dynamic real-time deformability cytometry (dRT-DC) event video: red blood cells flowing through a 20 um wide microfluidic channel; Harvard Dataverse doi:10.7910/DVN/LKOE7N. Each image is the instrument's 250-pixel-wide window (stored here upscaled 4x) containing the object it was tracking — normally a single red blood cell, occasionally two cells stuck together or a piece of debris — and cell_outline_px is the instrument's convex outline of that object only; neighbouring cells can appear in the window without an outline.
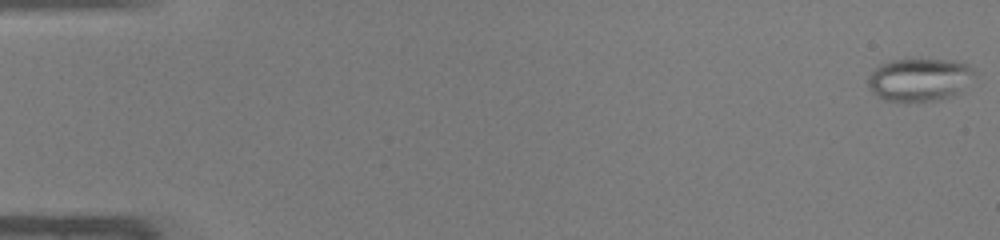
{"species": "common noctule bat (a hibernating species)", "species_latin": "Nyctalus noctula", "temperature_condition": "warm", "stored_images_in_passage": 48, "segment_of_instrument_passage": [1, 2], "camera_frame_rate_fps": 3000, "um_per_image_px": 0.085, "animal": {"sex": "male", "body_mass_g": 19.0, "forearm_length_mm": 50.8}, "frame": {"image": 1, "passage_image": 1, "time_ms": 0.0, "image_size_px": [1000, 240], "cell_outline_px": [[972, 72], [956, 92], [952, 96], [936, 100], [904, 104], [884, 100], [876, 96], [872, 92], [868, 84], [868, 80], [872, 72], [880, 64], [892, 60], [912, 56], [952, 60], [968, 64], [972, 68]], "centroid_in_image_um": [78.03, 6.75], "position_along_channel_um": 7.0, "area_um2": 27.05}}
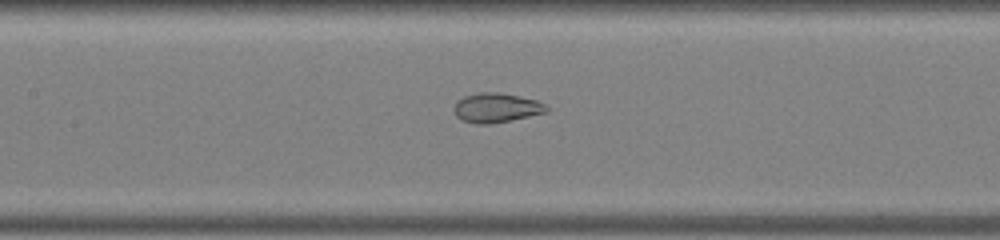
{"frame": {"image": 2, "passage_image": 23, "time_ms": 7.333, "image_size_px": [1000, 240], "cell_outline_px": [[548, 112], [492, 124], [476, 124], [464, 120], [456, 116], [452, 108], [456, 100], [464, 96], [480, 92], [496, 92], [536, 100], [544, 104], [548, 108]], "centroid_in_image_um": [42.14, 9.16], "position_along_channel_um": 165.3, "area_um2": 15.84}}
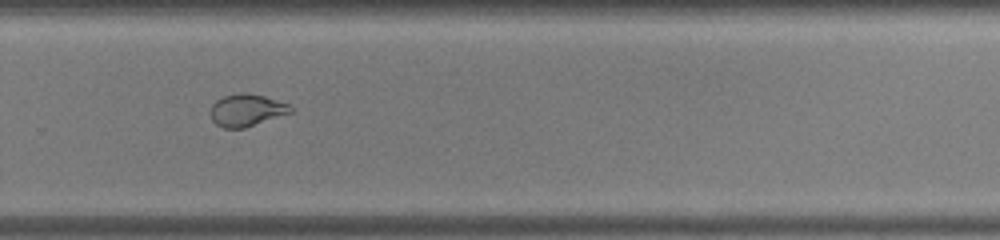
{"frame": {"image": 3, "passage_image": 33, "time_ms": 10.667, "image_size_px": [1000, 240], "cell_outline_px": [[292, 112], [244, 128], [224, 128], [216, 124], [212, 120], [212, 104], [216, 100], [224, 96], [240, 92], [248, 92], [264, 96], [288, 104], [292, 108]], "centroid_in_image_um": [20.95, 9.35], "position_along_channel_um": 308.8, "area_um2": 14.85}}